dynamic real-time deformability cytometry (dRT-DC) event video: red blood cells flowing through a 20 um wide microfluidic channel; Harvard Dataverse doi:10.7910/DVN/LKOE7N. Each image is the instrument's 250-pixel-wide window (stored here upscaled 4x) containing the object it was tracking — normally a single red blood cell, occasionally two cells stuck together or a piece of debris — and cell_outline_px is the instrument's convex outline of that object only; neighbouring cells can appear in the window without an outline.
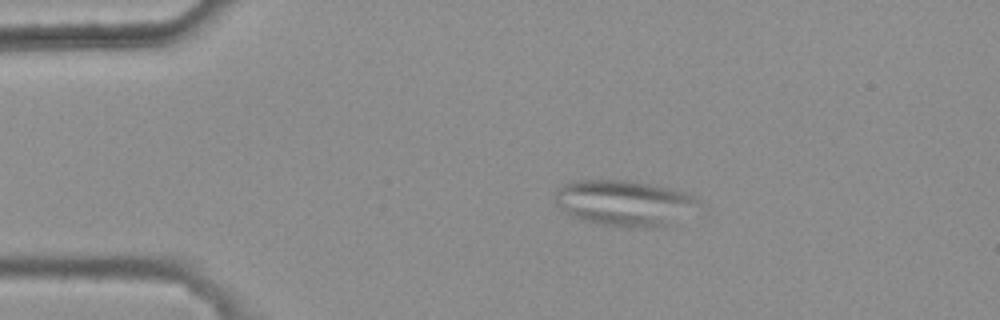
{"species": "common noctule bat (a hibernating species)", "species_latin": "Nyctalus noctula", "temperature_condition": "warm", "stored_images_in_passage": 3, "camera_frame_rate_fps": 3000, "um_per_image_px": 0.085, "animal": {"sex": "female", "body_mass_g": 25.1}, "frame": {"image": 1, "passage_image": 2, "time_ms": 0.333, "image_size_px": [1000, 320], "cell_outline_px": [[696, 204], [668, 224], [652, 228], [628, 228], [600, 224], [580, 220], [564, 212], [556, 204], [556, 188], [564, 184], [576, 180], [628, 180], [668, 188], [684, 192], [692, 196], [696, 200]], "centroid_in_image_um": [52.92, 17.25], "position_along_channel_um": 32.1, "area_um2": 37.51}}